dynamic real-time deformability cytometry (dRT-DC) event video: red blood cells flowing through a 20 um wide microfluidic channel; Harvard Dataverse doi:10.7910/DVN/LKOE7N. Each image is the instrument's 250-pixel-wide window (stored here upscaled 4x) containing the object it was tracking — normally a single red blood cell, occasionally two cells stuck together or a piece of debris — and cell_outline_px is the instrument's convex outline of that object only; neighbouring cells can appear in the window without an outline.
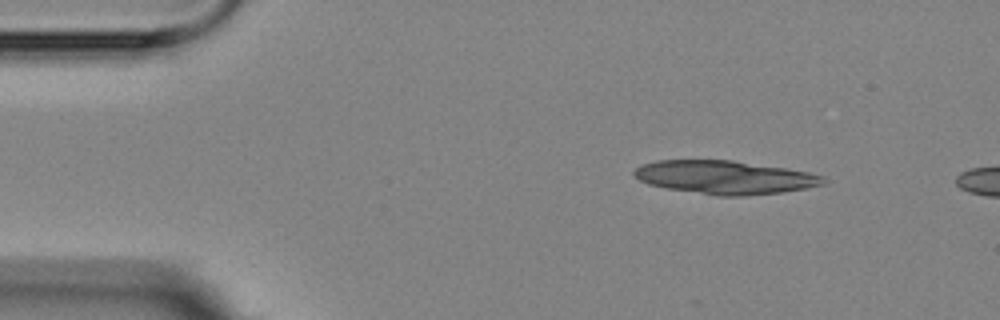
{"species": "Egyptian fruit bat (a non-hibernating species)", "species_latin": "Rousettus aegyptiacus", "temperature_condition": "room temperature", "stored_images_in_passage": 2, "camera_frame_rate_fps": 3000, "um_per_image_px": 0.085, "animal": {"sex": "female"}, "frame": {"image": 1, "passage_image": 1, "time_ms": 0.0, "image_size_px": [1000, 320], "cell_outline_px": [[828, 180], [824, 184], [808, 188], [780, 192], [744, 196], [716, 196], [668, 188], [648, 184], [640, 180], [632, 172], [636, 168], [644, 164], [656, 160], [732, 160], [788, 168], [808, 172], [824, 176]], "centroid_in_image_um": [61.66, 15.07], "position_along_channel_um": 23.3, "area_um2": 36.88}}